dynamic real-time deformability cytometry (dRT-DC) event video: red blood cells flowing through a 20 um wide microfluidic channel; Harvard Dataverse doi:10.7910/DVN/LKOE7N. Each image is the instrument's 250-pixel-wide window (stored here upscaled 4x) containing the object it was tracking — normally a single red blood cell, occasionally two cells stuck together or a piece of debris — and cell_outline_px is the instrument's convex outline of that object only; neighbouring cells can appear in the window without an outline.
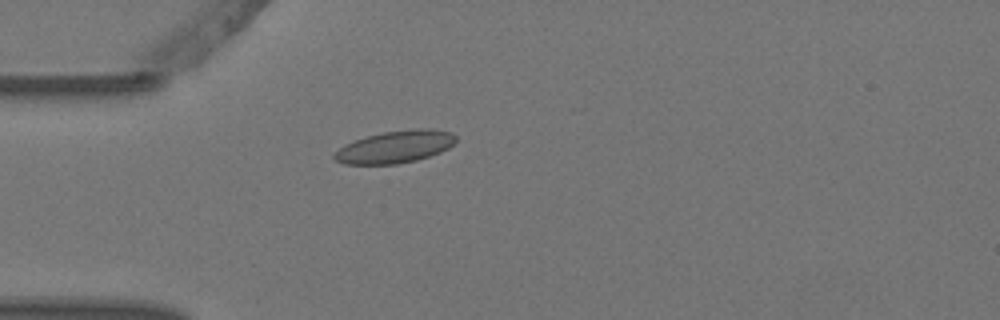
{"species": "Egyptian fruit bat (a non-hibernating species)", "species_latin": "Rousettus aegyptiacus", "temperature_condition": "warm", "stored_images_in_passage": 2, "camera_frame_rate_fps": 3000, "um_per_image_px": 0.085, "animal": {"sex": "female"}, "frame": {"image": 1, "passage_image": 1, "time_ms": 0.0, "image_size_px": [1000, 320], "cell_outline_px": [[456, 140], [448, 148], [440, 152], [416, 160], [396, 164], [344, 164], [336, 160], [332, 156], [344, 144], [368, 136], [384, 132], [416, 128], [428, 128], [452, 132], [456, 136]], "centroid_in_image_um": [33.6, 12.48], "position_along_channel_um": 51.4, "area_um2": 22.66}}